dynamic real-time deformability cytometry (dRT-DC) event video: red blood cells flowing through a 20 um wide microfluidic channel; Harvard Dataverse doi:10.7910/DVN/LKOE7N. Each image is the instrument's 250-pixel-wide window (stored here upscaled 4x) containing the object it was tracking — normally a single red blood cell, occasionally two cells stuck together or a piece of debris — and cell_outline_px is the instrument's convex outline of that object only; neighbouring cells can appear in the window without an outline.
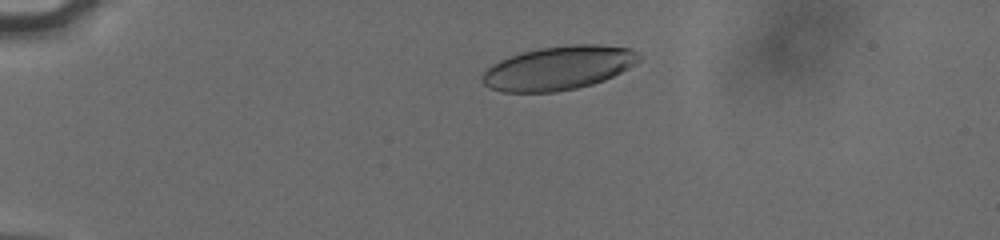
{"species": "human", "species_latin": "Homo sapiens", "temperature_condition": "cold", "stored_images_in_passage": 44, "camera_frame_rate_fps": 3000, "um_per_image_px": 0.085, "donor": {"sex": "male"}, "frame": {"image": 1, "passage_image": 2, "time_ms": 0.333, "image_size_px": [1000, 240], "cell_outline_px": [[644, 56], [640, 60], [628, 68], [604, 80], [592, 84], [576, 88], [556, 92], [500, 92], [488, 88], [480, 80], [480, 76], [492, 64], [500, 60], [524, 52], [540, 48], [572, 44], [600, 44], [632, 48]], "centroid_in_image_um": [47.49, 5.78], "position_along_channel_um": 37.5, "area_um2": 40.17}}
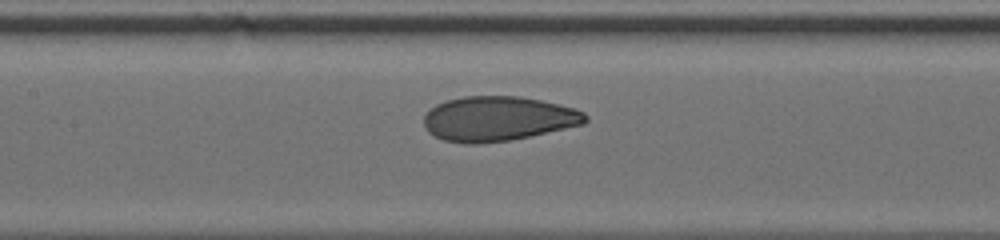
{"frame": {"image": 2, "passage_image": 17, "time_ms": 5.333, "image_size_px": [1000, 240], "cell_outline_px": [[588, 120], [584, 124], [528, 136], [508, 140], [472, 144], [444, 140], [428, 132], [424, 124], [424, 116], [436, 104], [448, 100], [464, 96], [520, 96], [540, 100], [572, 108], [584, 112], [588, 116]], "centroid_in_image_um": [42.33, 10.08], "position_along_channel_um": 165.1, "area_um2": 41.56}}
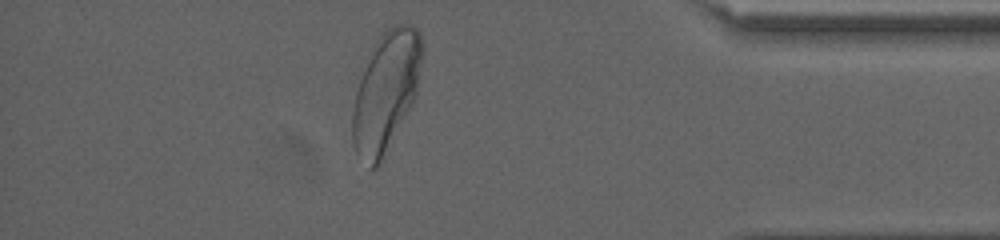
{"frame": {"image": 3, "passage_image": 38, "time_ms": 12.333, "image_size_px": [1000, 240], "cell_outline_px": [[424, 48], [416, 92], [380, 164], [376, 168], [368, 168], [356, 152], [352, 144], [352, 112], [356, 92], [360, 80], [376, 40], [384, 28], [392, 24], [412, 24], [420, 32]], "centroid_in_image_um": [32.8, 7.73], "position_along_channel_um": 402.4, "area_um2": 47.92}, "authors_computed_cell_mechanics": {"area_um2": 42.1651, "velocity_mm_per_s": 3.8041, "shape_relaxation_time_tau1_ms": 3.7834, "shape_relaxation_time_tau2_ms": 0.8467, "deformation_change_tau1": 0.1467, "deformation_change_tau2": 0.052}}